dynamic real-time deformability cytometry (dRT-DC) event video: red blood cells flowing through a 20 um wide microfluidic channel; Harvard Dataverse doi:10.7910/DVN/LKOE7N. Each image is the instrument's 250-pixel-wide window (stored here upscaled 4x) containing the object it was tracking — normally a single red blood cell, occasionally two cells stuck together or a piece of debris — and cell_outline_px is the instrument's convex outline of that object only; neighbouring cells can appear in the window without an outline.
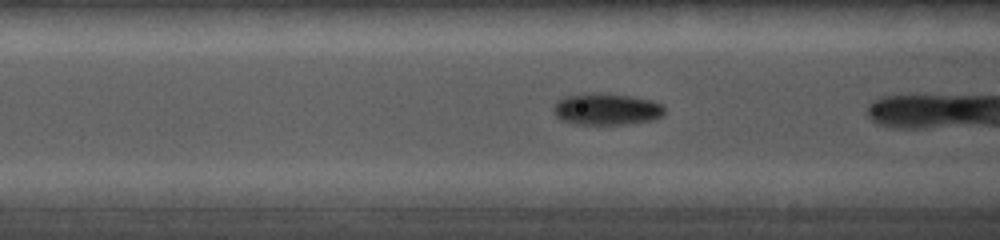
{"species": "common noctule bat (a hibernating species)", "species_latin": "Nyctalus noctula", "temperature_condition": "cold", "stored_images_in_passage": 24, "camera_frame_rate_fps": 5000, "um_per_image_px": 0.085, "animal": {"sex": "female", "body_mass_g": 19.0, "forearm_length_mm": 56.7}, "frame": {"image": 1, "passage_image": 4, "time_ms": 1.2, "image_size_px": [1000, 240], "cell_outline_px": [[664, 116], [652, 120], [628, 124], [576, 124], [560, 120], [556, 116], [552, 108], [556, 100], [564, 96], [580, 92], [604, 92], [632, 96], [652, 100], [664, 104]], "centroid_in_image_um": [51.53, 9.25], "position_along_channel_um": 115.1, "area_um2": 21.21}}
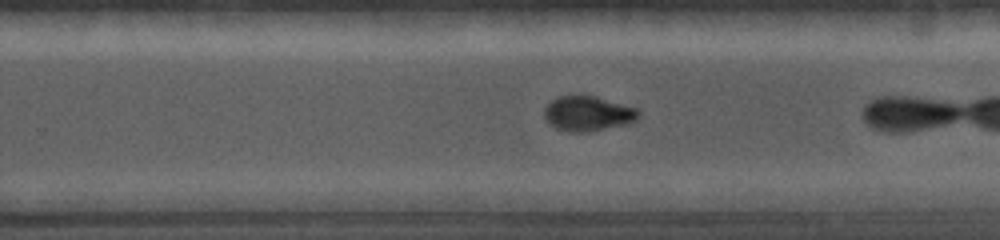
{"frame": {"image": 2, "passage_image": 14, "time_ms": 5.0, "image_size_px": [1000, 240], "cell_outline_px": [[640, 116], [636, 120], [628, 124], [588, 132], [568, 132], [556, 128], [548, 124], [544, 120], [544, 108], [556, 96], [580, 92], [596, 96], [636, 108], [640, 112]], "centroid_in_image_um": [49.93, 9.62], "position_along_channel_um": 279.9, "area_um2": 19.94}}